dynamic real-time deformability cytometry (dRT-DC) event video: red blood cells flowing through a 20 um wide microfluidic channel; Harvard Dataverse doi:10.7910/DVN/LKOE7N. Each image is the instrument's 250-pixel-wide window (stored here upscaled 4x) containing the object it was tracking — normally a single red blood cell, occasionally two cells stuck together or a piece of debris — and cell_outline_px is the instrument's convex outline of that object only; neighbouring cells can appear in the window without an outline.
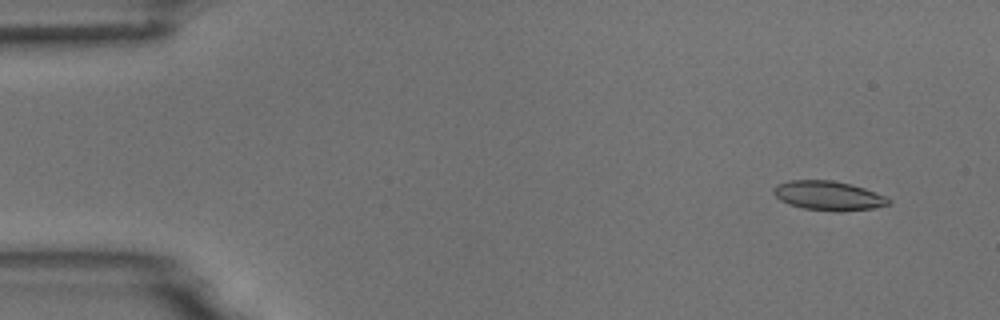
{"species": "common noctule bat (a hibernating species)", "species_latin": "Nyctalus noctula", "temperature_condition": "room temperature", "stored_images_in_passage": 6, "camera_frame_rate_fps": 3000, "um_per_image_px": 0.085, "animal": {"sex": "male", "body_mass_g": 18.8}, "frame": {"image": 1, "passage_image": 2, "time_ms": 0.333, "image_size_px": [1000, 320], "cell_outline_px": [[892, 204], [876, 208], [840, 212], [836, 212], [804, 208], [788, 204], [780, 200], [772, 192], [772, 188], [776, 184], [792, 180], [832, 180], [852, 184], [864, 188], [884, 196], [892, 200]], "centroid_in_image_um": [70.43, 16.64], "position_along_channel_um": 14.6, "area_um2": 19.88}}
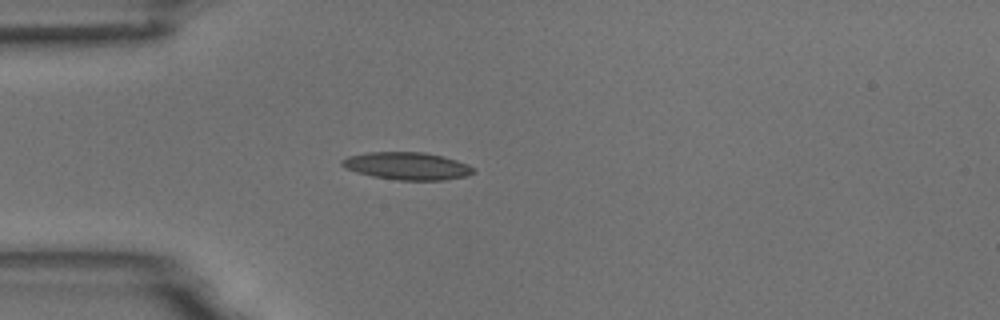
{"frame": {"image": 2, "passage_image": 5, "time_ms": 1.333, "image_size_px": [1000, 320], "cell_outline_px": [[476, 172], [468, 176], [444, 180], [396, 180], [372, 176], [356, 172], [344, 168], [340, 164], [340, 160], [348, 156], [368, 152], [424, 152], [444, 156], [468, 164]], "centroid_in_image_um": [34.59, 14.11], "position_along_channel_um": 50.4, "area_um2": 21.27}}